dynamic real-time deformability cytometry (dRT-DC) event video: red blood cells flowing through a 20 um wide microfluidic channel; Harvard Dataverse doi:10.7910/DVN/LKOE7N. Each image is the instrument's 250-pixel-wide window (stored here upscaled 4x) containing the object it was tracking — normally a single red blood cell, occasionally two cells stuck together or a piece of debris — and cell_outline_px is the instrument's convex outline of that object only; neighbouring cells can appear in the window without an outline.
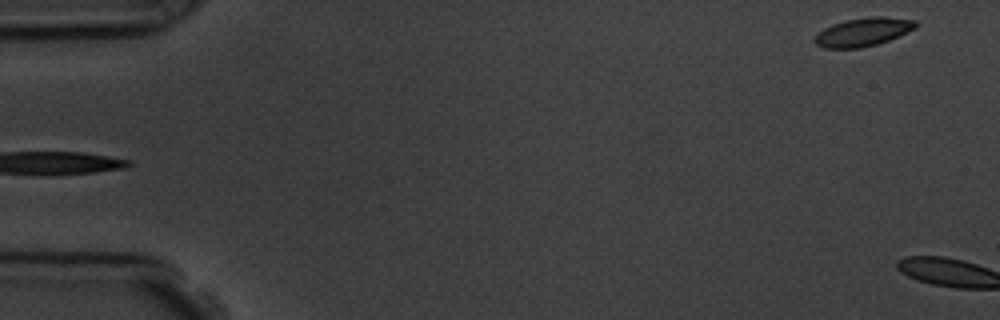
{"species": "common noctule bat (a hibernating species)", "species_latin": "Nyctalus noctula", "temperature_condition": "room temperature", "stored_images_in_passage": 4, "segment_of_instrument_passage": [2, 2], "camera_frame_rate_fps": 3000, "um_per_image_px": 0.085, "animal": {"sex": "male", "body_mass_g": 19.5, "forearm_length_mm": 54.6}, "frame": {"image": 1, "passage_image": 4, "time_ms": 4.333, "image_size_px": [1000, 320], "cell_outline_px": [[916, 28], [888, 40], [876, 44], [860, 48], [824, 48], [816, 44], [812, 40], [824, 28], [832, 24], [844, 20], [868, 16], [884, 16], [916, 20]], "centroid_in_image_um": [73.35, 2.7], "position_along_channel_um": 11.7, "area_um2": 16.7}}